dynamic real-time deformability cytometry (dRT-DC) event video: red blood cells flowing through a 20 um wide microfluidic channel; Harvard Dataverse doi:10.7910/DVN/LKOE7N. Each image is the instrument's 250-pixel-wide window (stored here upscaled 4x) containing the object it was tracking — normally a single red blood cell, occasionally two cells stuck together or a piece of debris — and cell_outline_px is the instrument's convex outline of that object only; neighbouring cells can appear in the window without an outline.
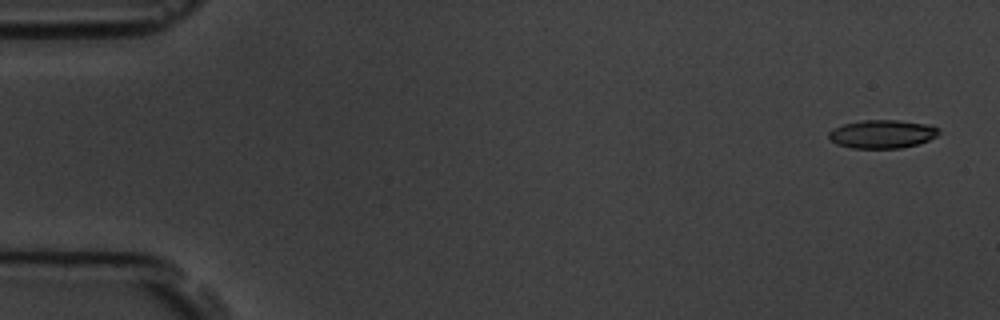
{"species": "common noctule bat (a hibernating species)", "species_latin": "Nyctalus noctula", "temperature_condition": "room temperature", "stored_images_in_passage": 5, "camera_frame_rate_fps": 3000, "um_per_image_px": 0.085, "animal": {"sex": "male", "body_mass_g": 19.5, "forearm_length_mm": 54.6}, "frame": {"image": 1, "passage_image": 1, "time_ms": 0.0, "image_size_px": [1000, 320], "cell_outline_px": [[940, 132], [936, 136], [928, 140], [916, 144], [900, 148], [852, 148], [836, 144], [828, 136], [828, 132], [832, 128], [844, 124], [860, 120], [900, 120], [932, 124], [940, 128]], "centroid_in_image_um": [75.0, 11.38], "position_along_channel_um": 10.0, "area_um2": 18.38}}
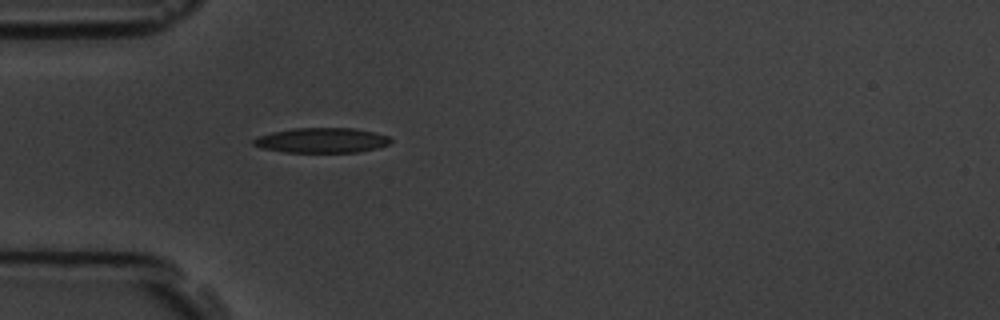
{"frame": {"image": 2, "passage_image": 5, "time_ms": 4.667, "image_size_px": [1000, 320], "cell_outline_px": [[392, 140], [388, 144], [376, 148], [356, 152], [284, 152], [260, 148], [252, 144], [252, 140], [256, 136], [272, 132], [292, 128], [352, 128], [372, 132], [388, 136]], "centroid_in_image_um": [27.27, 11.93], "position_along_channel_um": 57.7, "area_um2": 19.94}}